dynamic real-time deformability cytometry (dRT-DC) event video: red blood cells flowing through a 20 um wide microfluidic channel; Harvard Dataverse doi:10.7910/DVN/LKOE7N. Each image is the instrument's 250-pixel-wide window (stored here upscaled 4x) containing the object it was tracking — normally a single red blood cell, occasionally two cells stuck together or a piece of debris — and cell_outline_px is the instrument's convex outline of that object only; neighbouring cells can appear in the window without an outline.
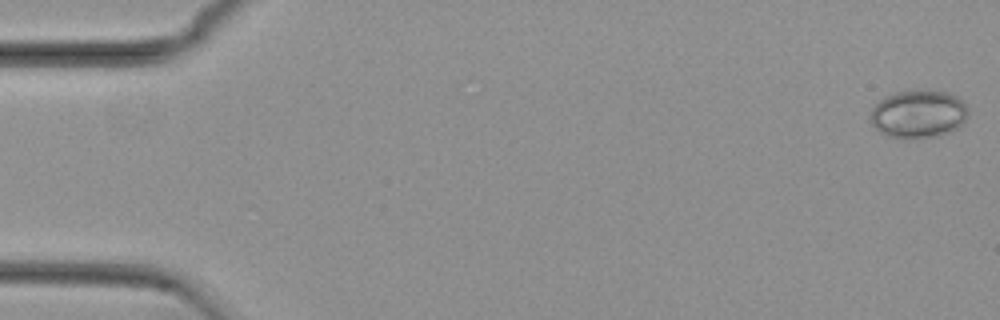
{"species": "common noctule bat (a hibernating species)", "species_latin": "Nyctalus noctula", "temperature_condition": "cold", "stored_images_in_passage": 15, "camera_frame_rate_fps": 3000, "um_per_image_px": 0.085, "animal": {"sex": "female", "body_mass_g": 29.2, "forearm_length_mm": 56.3}, "frame": {"image": 1, "passage_image": 1, "time_ms": 0.0, "image_size_px": [1000, 320], "cell_outline_px": [[968, 116], [956, 128], [948, 132], [936, 136], [908, 140], [900, 140], [888, 136], [880, 132], [872, 124], [872, 108], [884, 96], [896, 92], [944, 92], [956, 96], [968, 104]], "centroid_in_image_um": [78.06, 9.73], "position_along_channel_um": 6.9, "area_um2": 27.11}}
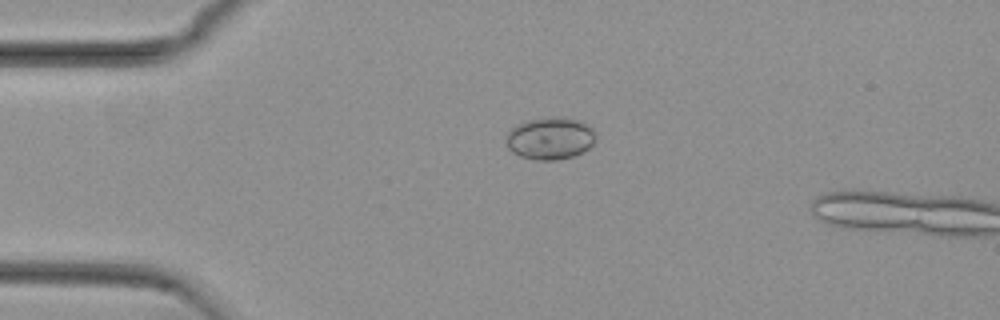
{"frame": {"image": 2, "passage_image": 13, "time_ms": 4.0, "image_size_px": [1000, 320], "cell_outline_px": [[596, 140], [584, 152], [572, 156], [556, 160], [536, 160], [520, 156], [512, 152], [508, 148], [504, 140], [508, 132], [512, 128], [528, 120], [560, 116], [576, 120], [592, 128], [596, 136]], "centroid_in_image_um": [46.75, 11.77], "position_along_channel_um": 38.3, "area_um2": 21.96}}